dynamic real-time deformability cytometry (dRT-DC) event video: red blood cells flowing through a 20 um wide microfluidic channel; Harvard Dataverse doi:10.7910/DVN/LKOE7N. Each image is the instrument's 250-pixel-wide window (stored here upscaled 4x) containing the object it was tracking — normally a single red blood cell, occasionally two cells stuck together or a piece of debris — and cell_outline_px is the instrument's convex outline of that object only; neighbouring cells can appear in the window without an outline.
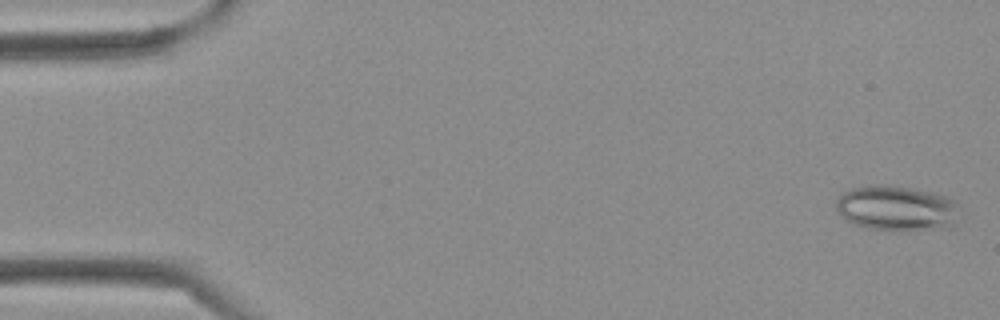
{"species": "Egyptian fruit bat (a non-hibernating species)", "species_latin": "Rousettus aegyptiacus", "temperature_condition": "cold", "stored_images_in_passage": 39, "camera_frame_rate_fps": 3000, "um_per_image_px": 0.085, "frame": {"image": 1, "passage_image": 1, "time_ms": 0.0, "image_size_px": [1000, 320], "cell_outline_px": [[956, 204], [952, 228], [900, 232], [896, 232], [868, 228], [852, 224], [836, 208], [836, 200], [844, 192], [852, 188], [876, 184], [888, 184], [912, 188], [932, 192], [948, 196], [956, 200]], "centroid_in_image_um": [76.21, 17.71], "position_along_channel_um": 8.8, "area_um2": 32.89}}
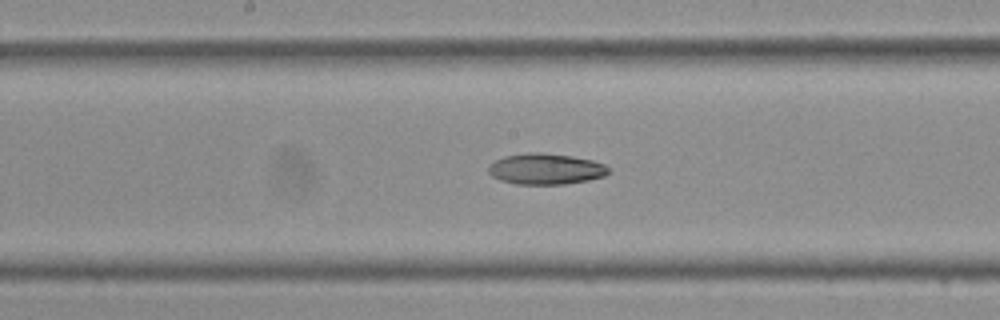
{"frame": {"image": 2, "passage_image": 20, "time_ms": 6.333, "image_size_px": [1000, 320], "cell_outline_px": [[612, 172], [604, 176], [588, 180], [564, 184], [516, 184], [500, 180], [492, 176], [488, 172], [488, 164], [504, 156], [528, 152], [544, 152], [572, 156], [592, 160], [604, 164], [612, 168]], "centroid_in_image_um": [46.41, 14.35], "position_along_channel_um": 201.8, "area_um2": 21.96}}
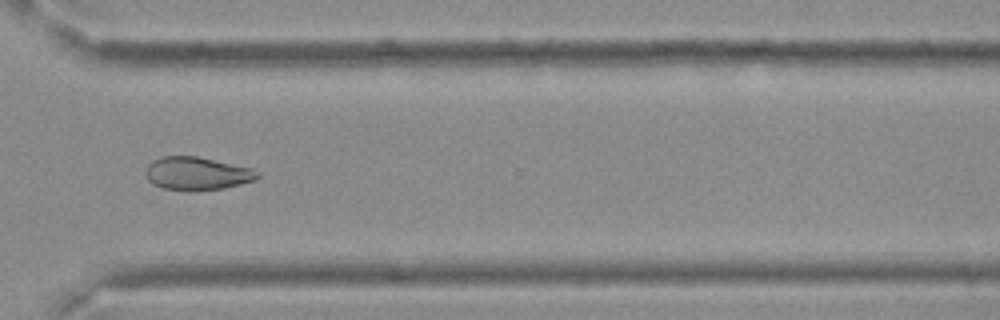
{"frame": {"image": 3, "passage_image": 29, "time_ms": 9.333, "image_size_px": [1000, 320], "cell_outline_px": [[260, 176], [252, 180], [240, 184], [224, 188], [164, 188], [152, 184], [148, 180], [144, 172], [148, 164], [152, 160], [160, 156], [196, 156], [252, 168], [260, 172]], "centroid_in_image_um": [16.72, 14.7], "position_along_channel_um": 353.9, "area_um2": 20.92}}